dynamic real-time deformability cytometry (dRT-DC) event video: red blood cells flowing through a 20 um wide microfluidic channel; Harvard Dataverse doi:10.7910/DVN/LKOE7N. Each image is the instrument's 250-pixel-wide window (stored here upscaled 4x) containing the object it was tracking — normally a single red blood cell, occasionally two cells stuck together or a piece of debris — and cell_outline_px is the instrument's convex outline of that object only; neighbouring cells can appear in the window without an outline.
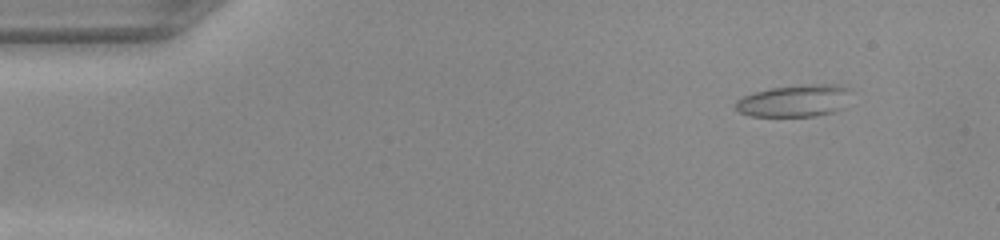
{"species": "common noctule bat (a hibernating species)", "species_latin": "Nyctalus noctula", "temperature_condition": "warm", "stored_images_in_passage": 50, "segment_of_instrument_passage": [1, 2], "camera_frame_rate_fps": 3000, "um_per_image_px": 0.085, "animal": {"sex": "female", "body_mass_g": 22.0, "forearm_length_mm": 56.7}, "frame": {"image": 1, "passage_image": 4, "time_ms": 1.0, "image_size_px": [1000, 240], "cell_outline_px": [[848, 88], [844, 108], [836, 112], [816, 116], [752, 116], [740, 112], [736, 108], [736, 100], [744, 96], [756, 92], [772, 88], [808, 84], [836, 84]], "centroid_in_image_um": [67.54, 8.58], "position_along_channel_um": 17.5, "area_um2": 21.33}}
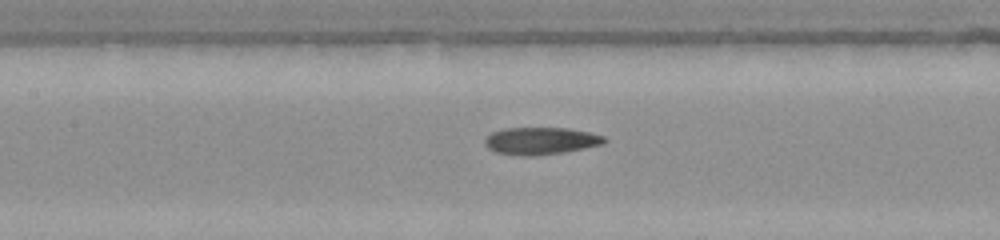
{"frame": {"image": 2, "passage_image": 22, "time_ms": 7.0, "image_size_px": [1000, 240], "cell_outline_px": [[608, 140], [604, 144], [564, 152], [536, 156], [520, 156], [496, 152], [488, 148], [484, 144], [484, 140], [492, 132], [504, 128], [568, 128], [588, 132], [604, 136]], "centroid_in_image_um": [45.97, 11.98], "position_along_channel_um": 161.4, "area_um2": 19.07}}
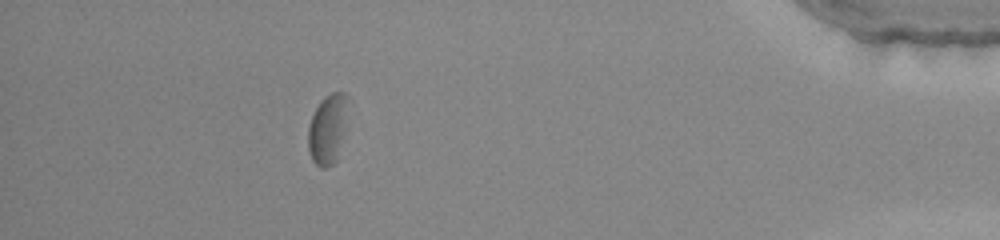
{"frame": {"image": 3, "passage_image": 44, "time_ms": 14.333, "image_size_px": [1000, 240], "cell_outline_px": [[348, 96], [336, 164], [324, 168], [320, 168], [312, 160], [308, 148], [308, 128], [312, 116], [320, 100], [324, 96], [332, 92], [344, 92]], "centroid_in_image_um": [27.8, 10.98], "position_along_channel_um": 407.4, "area_um2": 15.72}}